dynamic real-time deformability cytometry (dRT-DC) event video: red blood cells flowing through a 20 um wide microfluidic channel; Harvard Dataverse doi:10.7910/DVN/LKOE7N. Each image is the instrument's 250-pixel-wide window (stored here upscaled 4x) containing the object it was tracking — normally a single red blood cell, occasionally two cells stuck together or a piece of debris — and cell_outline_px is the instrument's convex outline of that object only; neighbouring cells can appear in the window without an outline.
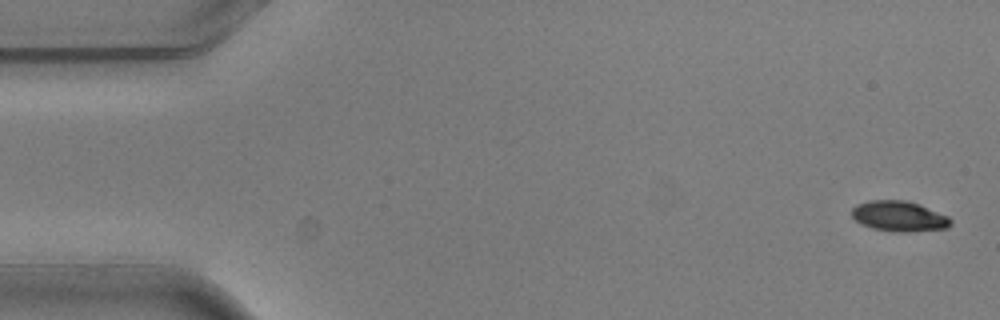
{"species": "common noctule bat (a hibernating species)", "species_latin": "Nyctalus noctula", "temperature_condition": "warm", "stored_images_in_passage": 4, "camera_frame_rate_fps": 3000, "um_per_image_px": 0.085, "animal": {"sex": "male", "body_mass_g": 20.5, "forearm_length_mm": 52.5}, "frame": {"image": 1, "passage_image": 1, "time_ms": 0.0, "image_size_px": [1000, 320], "cell_outline_px": [[952, 224], [948, 228], [908, 232], [896, 232], [872, 228], [856, 220], [852, 216], [852, 208], [856, 204], [868, 200], [908, 200], [920, 204], [948, 216], [952, 220]], "centroid_in_image_um": [76.45, 18.37], "position_along_channel_um": 8.6, "area_um2": 17.63}}
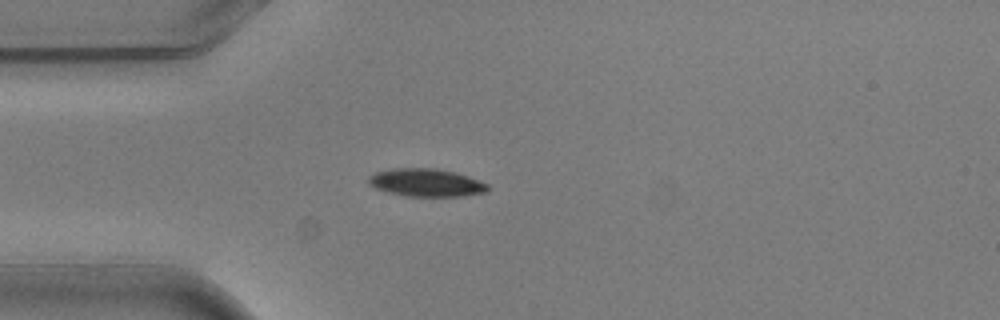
{"frame": {"image": 2, "passage_image": 4, "time_ms": 1.0, "image_size_px": [1000, 320], "cell_outline_px": [[488, 192], [464, 196], [404, 196], [388, 192], [376, 188], [368, 184], [368, 176], [376, 172], [392, 168], [436, 168], [456, 172], [468, 176], [488, 184]], "centroid_in_image_um": [36.22, 15.52], "position_along_channel_um": 48.8, "area_um2": 19.48}}